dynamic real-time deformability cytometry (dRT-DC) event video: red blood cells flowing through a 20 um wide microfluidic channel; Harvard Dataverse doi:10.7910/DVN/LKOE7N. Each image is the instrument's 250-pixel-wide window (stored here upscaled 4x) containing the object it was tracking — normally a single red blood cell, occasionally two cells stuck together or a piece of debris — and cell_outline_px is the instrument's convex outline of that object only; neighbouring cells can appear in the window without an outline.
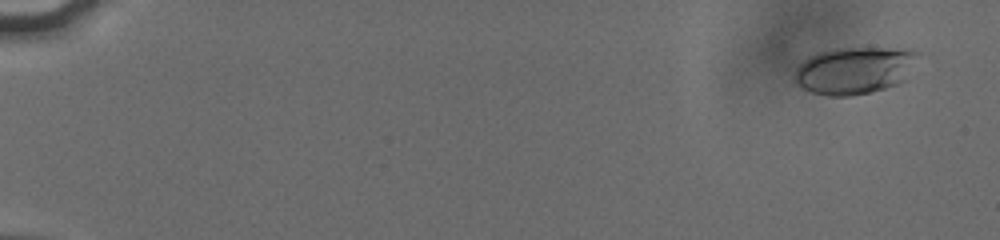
{"species": "human", "species_latin": "Homo sapiens", "temperature_condition": "cold", "stored_images_in_passage": 50, "camera_frame_rate_fps": 3000, "um_per_image_px": 0.085, "donor": {"sex": "male"}, "frame": {"image": 1, "passage_image": 3, "time_ms": 0.667, "image_size_px": [1000, 240], "cell_outline_px": [[924, 52], [904, 80], [900, 84], [852, 96], [828, 96], [812, 92], [800, 88], [792, 80], [796, 68], [804, 60], [820, 52], [836, 48], [916, 48]], "centroid_in_image_um": [72.7, 5.97], "position_along_channel_um": 12.3, "area_um2": 34.56}}
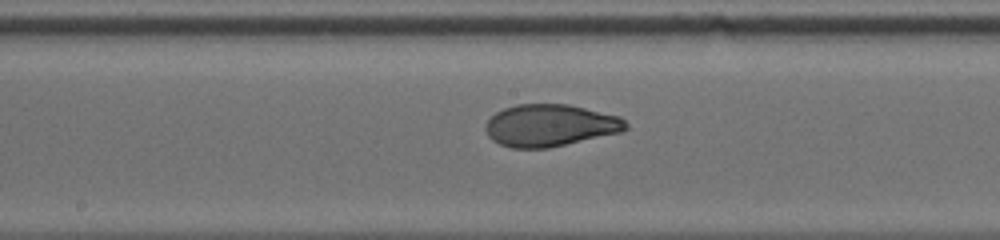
{"frame": {"image": 2, "passage_image": 31, "time_ms": 10.333, "image_size_px": [1000, 240], "cell_outline_px": [[628, 128], [620, 132], [548, 148], [512, 148], [500, 144], [492, 140], [488, 136], [484, 124], [496, 112], [504, 108], [516, 104], [568, 104], [620, 116], [628, 124]], "centroid_in_image_um": [46.74, 10.65], "position_along_channel_um": 201.5, "area_um2": 34.33}}
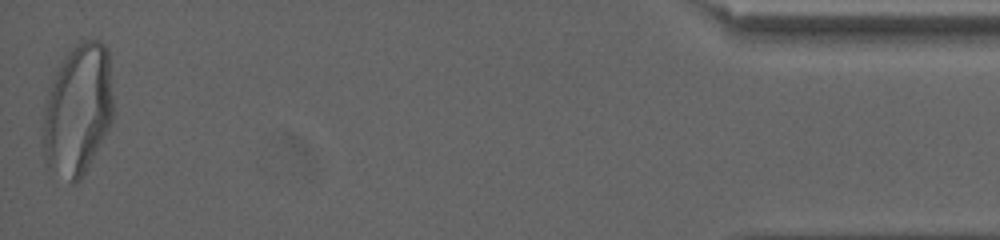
{"frame": {"image": 3, "passage_image": 50, "time_ms": 18.333, "image_size_px": [1000, 240], "cell_outline_px": [[112, 120], [88, 168], [80, 180], [72, 184], [48, 168], [44, 156], [44, 104], [48, 92], [60, 64], [68, 52], [72, 48], [84, 40], [100, 40], [108, 48], [112, 96]], "centroid_in_image_um": [6.62, 9.35], "position_along_channel_um": 428.6, "area_um2": 53.29}, "authors_computed_cell_mechanics": {"area_um2": 33.9864, "velocity_mm_per_s": 3.8177, "shape_relaxation_time_tau1_ms": 5.2278, "shape_relaxation_time_tau2_ms": 0.9015, "deformation_change_tau1": 0.1927, "deformation_change_tau2": 0.0565}}